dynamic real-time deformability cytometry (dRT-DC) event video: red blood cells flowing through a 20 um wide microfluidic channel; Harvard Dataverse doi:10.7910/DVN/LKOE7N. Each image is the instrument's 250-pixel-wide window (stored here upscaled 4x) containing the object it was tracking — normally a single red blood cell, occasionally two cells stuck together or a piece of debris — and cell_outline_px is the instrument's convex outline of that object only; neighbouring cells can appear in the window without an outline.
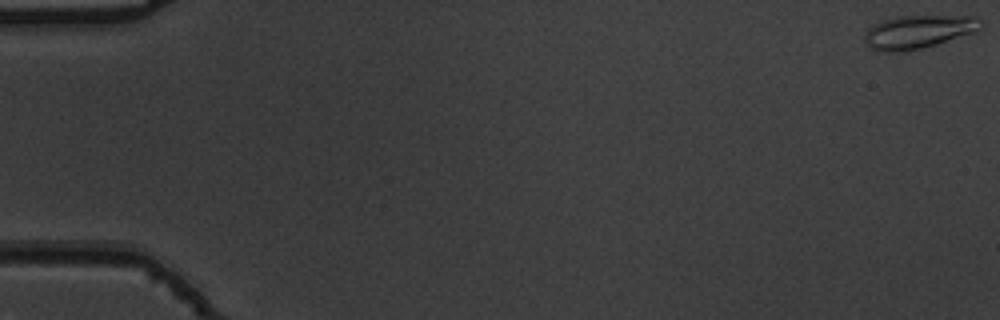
{"species": "common noctule bat (a hibernating species)", "species_latin": "Nyctalus noctula", "temperature_condition": "warm", "stored_images_in_passage": 54, "camera_frame_rate_fps": 3000, "um_per_image_px": 0.085, "animal": {"sex": "male", "body_mass_g": 19.5, "forearm_length_mm": 54.6}, "frame": {"image": 1, "passage_image": 1, "time_ms": 0.0, "image_size_px": [1000, 320], "cell_outline_px": [[984, 28], [976, 32], [920, 48], [896, 52], [880, 52], [864, 44], [864, 36], [868, 28], [872, 24], [896, 16], [976, 16], [984, 20]], "centroid_in_image_um": [78.08, 2.68], "position_along_channel_um": 6.9, "area_um2": 22.72}}
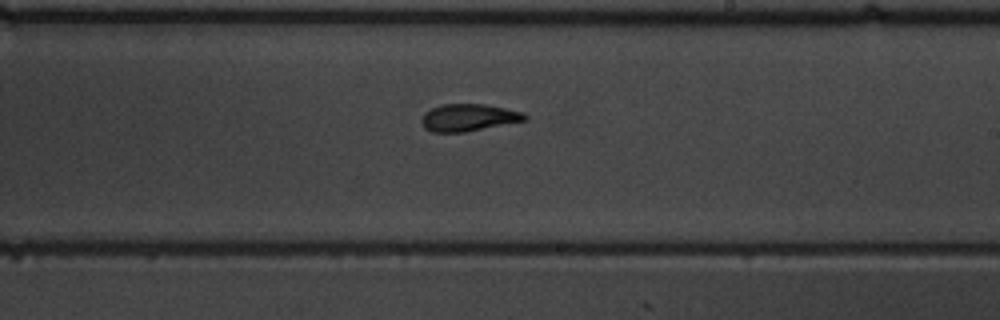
{"frame": {"image": 2, "passage_image": 33, "time_ms": 10.667, "image_size_px": [1000, 320], "cell_outline_px": [[528, 120], [464, 132], [432, 132], [424, 128], [420, 124], [420, 120], [424, 112], [440, 104], [484, 104], [524, 112], [528, 116]], "centroid_in_image_um": [39.8, 9.99], "position_along_channel_um": 249.2, "area_um2": 16.53}}
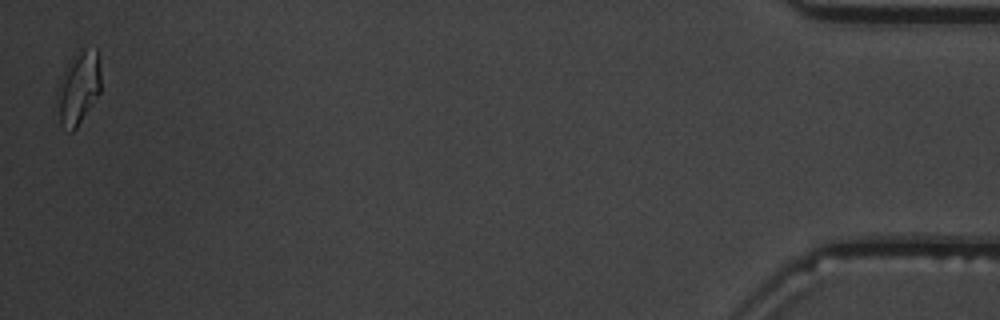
{"frame": {"image": 3, "passage_image": 54, "time_ms": 17.667, "image_size_px": [1000, 320], "cell_outline_px": [[100, 92], [76, 128], [72, 132], [68, 132], [60, 124], [56, 92], [56, 88], [72, 56], [76, 52], [84, 48], [96, 48], [100, 72]], "centroid_in_image_um": [6.65, 7.47], "position_along_channel_um": 428.5, "area_um2": 18.5}, "authors_computed_cell_mechanics": {"area_um2": 17.1088, "velocity_mm_per_s": 3.8096, "shape_relaxation_time_tau1_ms": 9.289, "shape_relaxation_time_tau2_ms": 2.1919, "deformation_change_tau1": 0.2415, "deformation_change_tau2": 0.096}}